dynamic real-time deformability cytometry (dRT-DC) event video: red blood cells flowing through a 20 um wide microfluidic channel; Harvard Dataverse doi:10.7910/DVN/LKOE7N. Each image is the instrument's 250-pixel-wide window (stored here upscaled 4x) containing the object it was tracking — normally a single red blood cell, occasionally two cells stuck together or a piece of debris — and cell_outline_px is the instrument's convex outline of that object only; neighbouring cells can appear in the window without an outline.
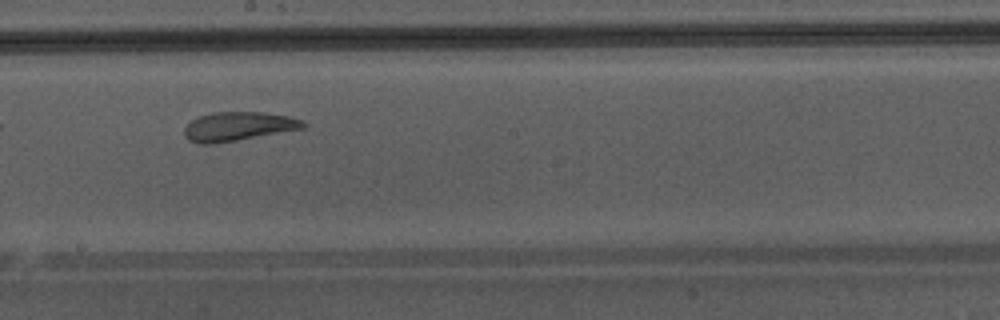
{"species": "Egyptian fruit bat (a non-hibernating species)", "species_latin": "Rousettus aegyptiacus", "temperature_condition": "warm", "stored_images_in_passage": 18, "camera_frame_rate_fps": 3000, "um_per_image_px": 0.085, "animal": {"sex": "male"}, "frame": {"image": 1, "passage_image": 12, "time_ms": 3.667, "image_size_px": [1000, 320], "cell_outline_px": [[308, 124], [304, 128], [236, 140], [212, 144], [200, 144], [188, 140], [184, 136], [184, 128], [192, 120], [200, 116], [212, 112], [264, 112], [292, 116], [304, 120]], "centroid_in_image_um": [20.27, 10.73], "position_along_channel_um": 227.9, "area_um2": 20.11}}